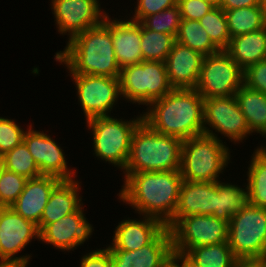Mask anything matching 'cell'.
<instances>
[{
	"mask_svg": "<svg viewBox=\"0 0 266 267\" xmlns=\"http://www.w3.org/2000/svg\"><path fill=\"white\" fill-rule=\"evenodd\" d=\"M25 132L15 120L0 117V152L5 154L21 144Z\"/></svg>",
	"mask_w": 266,
	"mask_h": 267,
	"instance_id": "cell-36",
	"label": "cell"
},
{
	"mask_svg": "<svg viewBox=\"0 0 266 267\" xmlns=\"http://www.w3.org/2000/svg\"><path fill=\"white\" fill-rule=\"evenodd\" d=\"M198 21L205 29L213 44L219 50H226L231 36L228 31L224 10L221 7H214Z\"/></svg>",
	"mask_w": 266,
	"mask_h": 267,
	"instance_id": "cell-32",
	"label": "cell"
},
{
	"mask_svg": "<svg viewBox=\"0 0 266 267\" xmlns=\"http://www.w3.org/2000/svg\"><path fill=\"white\" fill-rule=\"evenodd\" d=\"M80 182L75 179L61 180L51 191L48 202L43 210L40 223L37 225L39 232L52 222L76 212L83 204L79 196Z\"/></svg>",
	"mask_w": 266,
	"mask_h": 267,
	"instance_id": "cell-23",
	"label": "cell"
},
{
	"mask_svg": "<svg viewBox=\"0 0 266 267\" xmlns=\"http://www.w3.org/2000/svg\"><path fill=\"white\" fill-rule=\"evenodd\" d=\"M109 251L113 267H166L173 252L171 230L165 227L149 244L137 250Z\"/></svg>",
	"mask_w": 266,
	"mask_h": 267,
	"instance_id": "cell-17",
	"label": "cell"
},
{
	"mask_svg": "<svg viewBox=\"0 0 266 267\" xmlns=\"http://www.w3.org/2000/svg\"><path fill=\"white\" fill-rule=\"evenodd\" d=\"M166 267H175L171 262Z\"/></svg>",
	"mask_w": 266,
	"mask_h": 267,
	"instance_id": "cell-49",
	"label": "cell"
},
{
	"mask_svg": "<svg viewBox=\"0 0 266 267\" xmlns=\"http://www.w3.org/2000/svg\"><path fill=\"white\" fill-rule=\"evenodd\" d=\"M181 18L187 20H200L206 13L214 8L204 0H178Z\"/></svg>",
	"mask_w": 266,
	"mask_h": 267,
	"instance_id": "cell-39",
	"label": "cell"
},
{
	"mask_svg": "<svg viewBox=\"0 0 266 267\" xmlns=\"http://www.w3.org/2000/svg\"><path fill=\"white\" fill-rule=\"evenodd\" d=\"M204 57L200 52L175 41L165 60L170 85L174 89L195 88Z\"/></svg>",
	"mask_w": 266,
	"mask_h": 267,
	"instance_id": "cell-20",
	"label": "cell"
},
{
	"mask_svg": "<svg viewBox=\"0 0 266 267\" xmlns=\"http://www.w3.org/2000/svg\"><path fill=\"white\" fill-rule=\"evenodd\" d=\"M252 155L247 172V190L251 205L266 208V155L258 148Z\"/></svg>",
	"mask_w": 266,
	"mask_h": 267,
	"instance_id": "cell-29",
	"label": "cell"
},
{
	"mask_svg": "<svg viewBox=\"0 0 266 267\" xmlns=\"http://www.w3.org/2000/svg\"><path fill=\"white\" fill-rule=\"evenodd\" d=\"M244 70L225 51L206 55L195 89L204 98L234 96L243 85Z\"/></svg>",
	"mask_w": 266,
	"mask_h": 267,
	"instance_id": "cell-9",
	"label": "cell"
},
{
	"mask_svg": "<svg viewBox=\"0 0 266 267\" xmlns=\"http://www.w3.org/2000/svg\"><path fill=\"white\" fill-rule=\"evenodd\" d=\"M243 84L266 95V59L244 70Z\"/></svg>",
	"mask_w": 266,
	"mask_h": 267,
	"instance_id": "cell-37",
	"label": "cell"
},
{
	"mask_svg": "<svg viewBox=\"0 0 266 267\" xmlns=\"http://www.w3.org/2000/svg\"><path fill=\"white\" fill-rule=\"evenodd\" d=\"M185 255L199 267H233L237 260L228 242L198 246Z\"/></svg>",
	"mask_w": 266,
	"mask_h": 267,
	"instance_id": "cell-28",
	"label": "cell"
},
{
	"mask_svg": "<svg viewBox=\"0 0 266 267\" xmlns=\"http://www.w3.org/2000/svg\"><path fill=\"white\" fill-rule=\"evenodd\" d=\"M176 41L204 56L219 52L198 20L182 19Z\"/></svg>",
	"mask_w": 266,
	"mask_h": 267,
	"instance_id": "cell-30",
	"label": "cell"
},
{
	"mask_svg": "<svg viewBox=\"0 0 266 267\" xmlns=\"http://www.w3.org/2000/svg\"><path fill=\"white\" fill-rule=\"evenodd\" d=\"M39 240V229L11 207H0V261L29 264L30 255L17 256L32 239Z\"/></svg>",
	"mask_w": 266,
	"mask_h": 267,
	"instance_id": "cell-13",
	"label": "cell"
},
{
	"mask_svg": "<svg viewBox=\"0 0 266 267\" xmlns=\"http://www.w3.org/2000/svg\"><path fill=\"white\" fill-rule=\"evenodd\" d=\"M225 51L243 70L266 59V27L231 38Z\"/></svg>",
	"mask_w": 266,
	"mask_h": 267,
	"instance_id": "cell-24",
	"label": "cell"
},
{
	"mask_svg": "<svg viewBox=\"0 0 266 267\" xmlns=\"http://www.w3.org/2000/svg\"><path fill=\"white\" fill-rule=\"evenodd\" d=\"M148 106L143 121L159 134L186 140L204 133V98L195 88L173 89Z\"/></svg>",
	"mask_w": 266,
	"mask_h": 267,
	"instance_id": "cell-2",
	"label": "cell"
},
{
	"mask_svg": "<svg viewBox=\"0 0 266 267\" xmlns=\"http://www.w3.org/2000/svg\"><path fill=\"white\" fill-rule=\"evenodd\" d=\"M177 2L178 0H137V7L131 20L141 22L146 16L174 7Z\"/></svg>",
	"mask_w": 266,
	"mask_h": 267,
	"instance_id": "cell-38",
	"label": "cell"
},
{
	"mask_svg": "<svg viewBox=\"0 0 266 267\" xmlns=\"http://www.w3.org/2000/svg\"><path fill=\"white\" fill-rule=\"evenodd\" d=\"M217 208V181L192 182L182 180L173 226L189 215H213Z\"/></svg>",
	"mask_w": 266,
	"mask_h": 267,
	"instance_id": "cell-19",
	"label": "cell"
},
{
	"mask_svg": "<svg viewBox=\"0 0 266 267\" xmlns=\"http://www.w3.org/2000/svg\"><path fill=\"white\" fill-rule=\"evenodd\" d=\"M265 259H237L233 267H262Z\"/></svg>",
	"mask_w": 266,
	"mask_h": 267,
	"instance_id": "cell-43",
	"label": "cell"
},
{
	"mask_svg": "<svg viewBox=\"0 0 266 267\" xmlns=\"http://www.w3.org/2000/svg\"><path fill=\"white\" fill-rule=\"evenodd\" d=\"M183 140L152 130L142 121L134 130L123 173L180 170Z\"/></svg>",
	"mask_w": 266,
	"mask_h": 267,
	"instance_id": "cell-4",
	"label": "cell"
},
{
	"mask_svg": "<svg viewBox=\"0 0 266 267\" xmlns=\"http://www.w3.org/2000/svg\"><path fill=\"white\" fill-rule=\"evenodd\" d=\"M23 142L42 175L56 176L61 180H72L73 177H77L76 173L68 168L61 147L46 133L34 130L32 124L26 130Z\"/></svg>",
	"mask_w": 266,
	"mask_h": 267,
	"instance_id": "cell-15",
	"label": "cell"
},
{
	"mask_svg": "<svg viewBox=\"0 0 266 267\" xmlns=\"http://www.w3.org/2000/svg\"><path fill=\"white\" fill-rule=\"evenodd\" d=\"M259 6L266 13V0H259Z\"/></svg>",
	"mask_w": 266,
	"mask_h": 267,
	"instance_id": "cell-47",
	"label": "cell"
},
{
	"mask_svg": "<svg viewBox=\"0 0 266 267\" xmlns=\"http://www.w3.org/2000/svg\"><path fill=\"white\" fill-rule=\"evenodd\" d=\"M60 181V178L52 175L28 179L24 190L10 207L38 225L50 193Z\"/></svg>",
	"mask_w": 266,
	"mask_h": 267,
	"instance_id": "cell-22",
	"label": "cell"
},
{
	"mask_svg": "<svg viewBox=\"0 0 266 267\" xmlns=\"http://www.w3.org/2000/svg\"><path fill=\"white\" fill-rule=\"evenodd\" d=\"M108 15L109 13L103 19V23L110 29L120 69L142 62L141 23L131 19H111Z\"/></svg>",
	"mask_w": 266,
	"mask_h": 267,
	"instance_id": "cell-18",
	"label": "cell"
},
{
	"mask_svg": "<svg viewBox=\"0 0 266 267\" xmlns=\"http://www.w3.org/2000/svg\"><path fill=\"white\" fill-rule=\"evenodd\" d=\"M166 226L158 219L143 216V219H125L115 231L109 250L133 251L149 244Z\"/></svg>",
	"mask_w": 266,
	"mask_h": 267,
	"instance_id": "cell-21",
	"label": "cell"
},
{
	"mask_svg": "<svg viewBox=\"0 0 266 267\" xmlns=\"http://www.w3.org/2000/svg\"><path fill=\"white\" fill-rule=\"evenodd\" d=\"M259 0H222L221 8L223 10L238 9L243 7L258 6Z\"/></svg>",
	"mask_w": 266,
	"mask_h": 267,
	"instance_id": "cell-41",
	"label": "cell"
},
{
	"mask_svg": "<svg viewBox=\"0 0 266 267\" xmlns=\"http://www.w3.org/2000/svg\"><path fill=\"white\" fill-rule=\"evenodd\" d=\"M204 1L210 3L214 7H220L222 0H204Z\"/></svg>",
	"mask_w": 266,
	"mask_h": 267,
	"instance_id": "cell-46",
	"label": "cell"
},
{
	"mask_svg": "<svg viewBox=\"0 0 266 267\" xmlns=\"http://www.w3.org/2000/svg\"><path fill=\"white\" fill-rule=\"evenodd\" d=\"M228 244L237 259H264L266 255V208L250 205L232 216Z\"/></svg>",
	"mask_w": 266,
	"mask_h": 267,
	"instance_id": "cell-8",
	"label": "cell"
},
{
	"mask_svg": "<svg viewBox=\"0 0 266 267\" xmlns=\"http://www.w3.org/2000/svg\"><path fill=\"white\" fill-rule=\"evenodd\" d=\"M27 178L4 169L0 177V207H10L24 190Z\"/></svg>",
	"mask_w": 266,
	"mask_h": 267,
	"instance_id": "cell-35",
	"label": "cell"
},
{
	"mask_svg": "<svg viewBox=\"0 0 266 267\" xmlns=\"http://www.w3.org/2000/svg\"><path fill=\"white\" fill-rule=\"evenodd\" d=\"M181 20L179 6L175 5L159 13L146 16L140 23L146 29L173 35L176 38Z\"/></svg>",
	"mask_w": 266,
	"mask_h": 267,
	"instance_id": "cell-34",
	"label": "cell"
},
{
	"mask_svg": "<svg viewBox=\"0 0 266 267\" xmlns=\"http://www.w3.org/2000/svg\"><path fill=\"white\" fill-rule=\"evenodd\" d=\"M83 208L81 206L76 212L47 224L39 232V241L42 240L62 251H71L84 244L94 229L84 217Z\"/></svg>",
	"mask_w": 266,
	"mask_h": 267,
	"instance_id": "cell-16",
	"label": "cell"
},
{
	"mask_svg": "<svg viewBox=\"0 0 266 267\" xmlns=\"http://www.w3.org/2000/svg\"><path fill=\"white\" fill-rule=\"evenodd\" d=\"M173 251L185 254L189 249L228 242L229 223L213 215L182 217L171 229Z\"/></svg>",
	"mask_w": 266,
	"mask_h": 267,
	"instance_id": "cell-10",
	"label": "cell"
},
{
	"mask_svg": "<svg viewBox=\"0 0 266 267\" xmlns=\"http://www.w3.org/2000/svg\"><path fill=\"white\" fill-rule=\"evenodd\" d=\"M203 113L204 133L207 135L218 138L215 134L217 132L228 137L234 144L252 135L235 95L204 99Z\"/></svg>",
	"mask_w": 266,
	"mask_h": 267,
	"instance_id": "cell-12",
	"label": "cell"
},
{
	"mask_svg": "<svg viewBox=\"0 0 266 267\" xmlns=\"http://www.w3.org/2000/svg\"><path fill=\"white\" fill-rule=\"evenodd\" d=\"M251 205V199L247 187L245 189L217 181V208L213 216L217 219L230 222L232 216Z\"/></svg>",
	"mask_w": 266,
	"mask_h": 267,
	"instance_id": "cell-26",
	"label": "cell"
},
{
	"mask_svg": "<svg viewBox=\"0 0 266 267\" xmlns=\"http://www.w3.org/2000/svg\"><path fill=\"white\" fill-rule=\"evenodd\" d=\"M119 82L121 97L132 104L146 106L174 89L162 61H142L125 66L120 70Z\"/></svg>",
	"mask_w": 266,
	"mask_h": 267,
	"instance_id": "cell-7",
	"label": "cell"
},
{
	"mask_svg": "<svg viewBox=\"0 0 266 267\" xmlns=\"http://www.w3.org/2000/svg\"><path fill=\"white\" fill-rule=\"evenodd\" d=\"M235 97L251 133L266 135V95L242 85Z\"/></svg>",
	"mask_w": 266,
	"mask_h": 267,
	"instance_id": "cell-25",
	"label": "cell"
},
{
	"mask_svg": "<svg viewBox=\"0 0 266 267\" xmlns=\"http://www.w3.org/2000/svg\"><path fill=\"white\" fill-rule=\"evenodd\" d=\"M58 32L69 40L85 30L98 26L107 13L101 11L99 0H51Z\"/></svg>",
	"mask_w": 266,
	"mask_h": 267,
	"instance_id": "cell-14",
	"label": "cell"
},
{
	"mask_svg": "<svg viewBox=\"0 0 266 267\" xmlns=\"http://www.w3.org/2000/svg\"><path fill=\"white\" fill-rule=\"evenodd\" d=\"M75 82L78 101L86 120L110 116L121 96L119 78L88 74H69Z\"/></svg>",
	"mask_w": 266,
	"mask_h": 267,
	"instance_id": "cell-11",
	"label": "cell"
},
{
	"mask_svg": "<svg viewBox=\"0 0 266 267\" xmlns=\"http://www.w3.org/2000/svg\"><path fill=\"white\" fill-rule=\"evenodd\" d=\"M4 163L5 169L22 175L27 179L42 176L33 156L24 142L4 154Z\"/></svg>",
	"mask_w": 266,
	"mask_h": 267,
	"instance_id": "cell-33",
	"label": "cell"
},
{
	"mask_svg": "<svg viewBox=\"0 0 266 267\" xmlns=\"http://www.w3.org/2000/svg\"><path fill=\"white\" fill-rule=\"evenodd\" d=\"M231 38L266 27V13L258 6L224 10Z\"/></svg>",
	"mask_w": 266,
	"mask_h": 267,
	"instance_id": "cell-27",
	"label": "cell"
},
{
	"mask_svg": "<svg viewBox=\"0 0 266 267\" xmlns=\"http://www.w3.org/2000/svg\"><path fill=\"white\" fill-rule=\"evenodd\" d=\"M124 176L118 199L140 215L156 218L171 229L183 180L180 170L124 173Z\"/></svg>",
	"mask_w": 266,
	"mask_h": 267,
	"instance_id": "cell-1",
	"label": "cell"
},
{
	"mask_svg": "<svg viewBox=\"0 0 266 267\" xmlns=\"http://www.w3.org/2000/svg\"><path fill=\"white\" fill-rule=\"evenodd\" d=\"M126 121L113 116H97L86 120L93 134L94 154L123 171L130 153L134 130L143 121V115Z\"/></svg>",
	"mask_w": 266,
	"mask_h": 267,
	"instance_id": "cell-6",
	"label": "cell"
},
{
	"mask_svg": "<svg viewBox=\"0 0 266 267\" xmlns=\"http://www.w3.org/2000/svg\"><path fill=\"white\" fill-rule=\"evenodd\" d=\"M4 169H5L4 154L0 152V177Z\"/></svg>",
	"mask_w": 266,
	"mask_h": 267,
	"instance_id": "cell-45",
	"label": "cell"
},
{
	"mask_svg": "<svg viewBox=\"0 0 266 267\" xmlns=\"http://www.w3.org/2000/svg\"><path fill=\"white\" fill-rule=\"evenodd\" d=\"M176 38L173 35L146 29L141 24V51L143 61L165 62Z\"/></svg>",
	"mask_w": 266,
	"mask_h": 267,
	"instance_id": "cell-31",
	"label": "cell"
},
{
	"mask_svg": "<svg viewBox=\"0 0 266 267\" xmlns=\"http://www.w3.org/2000/svg\"><path fill=\"white\" fill-rule=\"evenodd\" d=\"M54 56L70 74L120 76L111 32L103 22L68 40L64 50Z\"/></svg>",
	"mask_w": 266,
	"mask_h": 267,
	"instance_id": "cell-3",
	"label": "cell"
},
{
	"mask_svg": "<svg viewBox=\"0 0 266 267\" xmlns=\"http://www.w3.org/2000/svg\"><path fill=\"white\" fill-rule=\"evenodd\" d=\"M171 263L175 267H199L192 260H190L185 254L176 251L172 252Z\"/></svg>",
	"mask_w": 266,
	"mask_h": 267,
	"instance_id": "cell-42",
	"label": "cell"
},
{
	"mask_svg": "<svg viewBox=\"0 0 266 267\" xmlns=\"http://www.w3.org/2000/svg\"><path fill=\"white\" fill-rule=\"evenodd\" d=\"M265 138H266V135L264 136ZM258 149L263 153V154H265L266 155V146H260V147H258Z\"/></svg>",
	"mask_w": 266,
	"mask_h": 267,
	"instance_id": "cell-48",
	"label": "cell"
},
{
	"mask_svg": "<svg viewBox=\"0 0 266 267\" xmlns=\"http://www.w3.org/2000/svg\"><path fill=\"white\" fill-rule=\"evenodd\" d=\"M27 265L21 262L0 261V267H27Z\"/></svg>",
	"mask_w": 266,
	"mask_h": 267,
	"instance_id": "cell-44",
	"label": "cell"
},
{
	"mask_svg": "<svg viewBox=\"0 0 266 267\" xmlns=\"http://www.w3.org/2000/svg\"><path fill=\"white\" fill-rule=\"evenodd\" d=\"M80 267H113L108 247L93 250L84 255L80 260Z\"/></svg>",
	"mask_w": 266,
	"mask_h": 267,
	"instance_id": "cell-40",
	"label": "cell"
},
{
	"mask_svg": "<svg viewBox=\"0 0 266 267\" xmlns=\"http://www.w3.org/2000/svg\"><path fill=\"white\" fill-rule=\"evenodd\" d=\"M230 161V150L220 138L205 133L183 140L180 173L192 182L219 181Z\"/></svg>",
	"mask_w": 266,
	"mask_h": 267,
	"instance_id": "cell-5",
	"label": "cell"
}]
</instances>
